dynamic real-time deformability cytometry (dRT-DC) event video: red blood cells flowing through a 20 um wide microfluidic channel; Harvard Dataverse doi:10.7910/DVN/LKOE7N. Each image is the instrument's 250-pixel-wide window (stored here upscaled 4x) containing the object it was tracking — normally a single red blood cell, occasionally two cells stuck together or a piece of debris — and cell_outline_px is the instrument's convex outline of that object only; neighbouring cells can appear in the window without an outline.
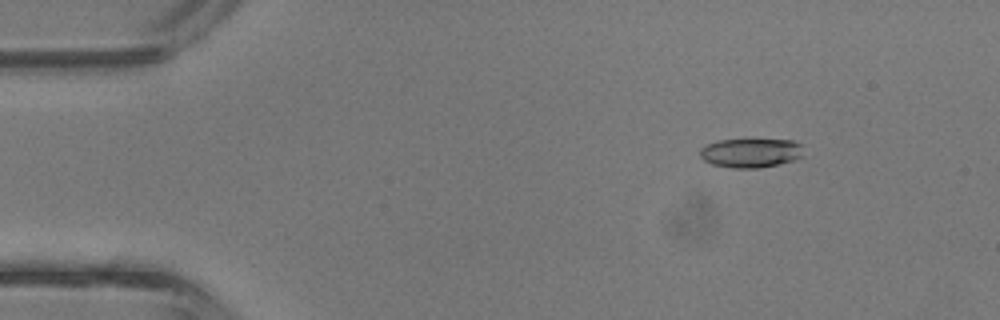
{"species": "common noctule bat (a hibernating species)", "species_latin": "Nyctalus noctula", "temperature_condition": "room temperature", "stored_images_in_passage": 4, "camera_frame_rate_fps": 3000, "um_per_image_px": 0.085, "animal": {"sex": "male", "body_mass_g": 13.3}, "frame": {"image": 1, "passage_image": 2, "time_ms": 0.333, "image_size_px": [1000, 320], "cell_outline_px": [[804, 156], [796, 160], [780, 164], [760, 168], [732, 168], [712, 164], [704, 160], [700, 156], [700, 148], [708, 144], [720, 140], [752, 136], [792, 140], [800, 144]], "centroid_in_image_um": [63.86, 12.94], "position_along_channel_um": 21.1, "area_um2": 18.67}}
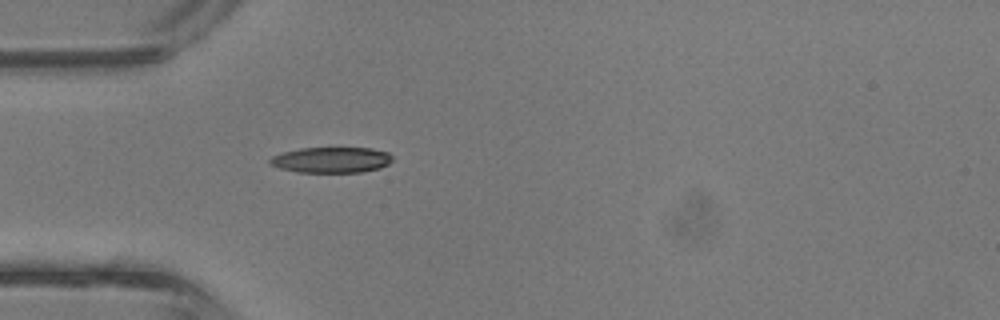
{"frame": {"image": 2, "passage_image": 4, "time_ms": 1.0, "image_size_px": [1000, 320], "cell_outline_px": [[392, 160], [388, 164], [380, 168], [360, 172], [296, 172], [280, 168], [268, 164], [268, 160], [272, 156], [284, 152], [300, 148], [372, 148], [388, 152], [392, 156]], "centroid_in_image_um": [28.15, 13.59], "position_along_channel_um": 56.8, "area_um2": 18.38}}